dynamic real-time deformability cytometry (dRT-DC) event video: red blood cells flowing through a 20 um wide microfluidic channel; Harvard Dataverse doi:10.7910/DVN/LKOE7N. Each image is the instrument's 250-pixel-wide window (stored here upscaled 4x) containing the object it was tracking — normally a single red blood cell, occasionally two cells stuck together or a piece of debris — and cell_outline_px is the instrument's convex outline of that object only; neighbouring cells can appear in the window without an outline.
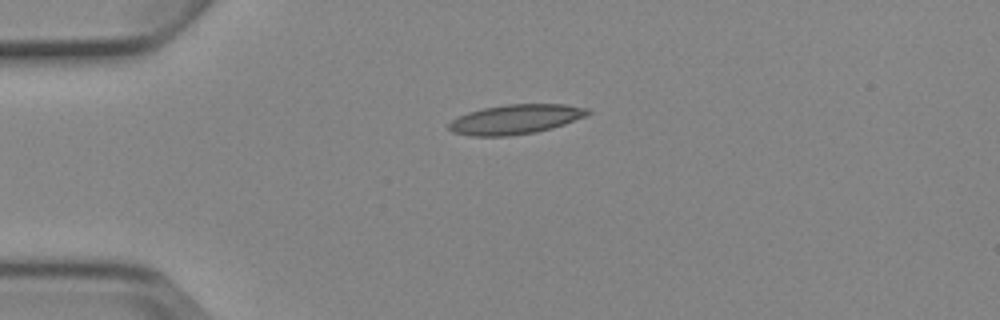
{"species": "Egyptian fruit bat (a non-hibernating species)", "species_latin": "Rousettus aegyptiacus", "temperature_condition": "cold", "stored_images_in_passage": 3, "camera_frame_rate_fps": 3000, "um_per_image_px": 0.085, "animal": {"sex": "female"}, "frame": {"image": 1, "passage_image": 1, "time_ms": 0.0, "image_size_px": [1000, 320], "cell_outline_px": [[592, 112], [584, 116], [564, 124], [552, 128], [536, 132], [508, 136], [472, 136], [452, 132], [448, 128], [448, 124], [452, 120], [468, 112], [484, 108], [508, 104], [564, 104], [588, 108]], "centroid_in_image_um": [43.81, 10.14], "position_along_channel_um": 41.2, "area_um2": 23.81}}
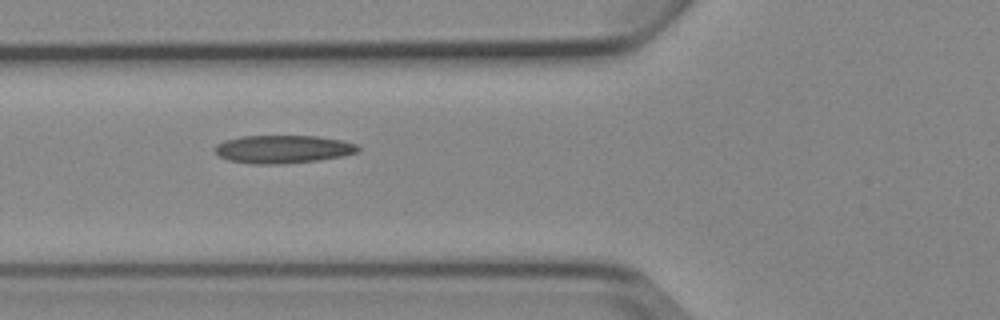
{"frame": {"image": 2, "passage_image": 3, "time_ms": 2.333, "image_size_px": [1000, 320], "cell_outline_px": [[360, 152], [344, 156], [316, 160], [284, 164], [252, 164], [228, 160], [220, 156], [212, 148], [216, 144], [224, 140], [240, 136], [316, 136], [340, 140], [356, 144], [360, 148]], "centroid_in_image_um": [24.03, 12.68], "position_along_channel_um": 101.8, "area_um2": 23.52}}